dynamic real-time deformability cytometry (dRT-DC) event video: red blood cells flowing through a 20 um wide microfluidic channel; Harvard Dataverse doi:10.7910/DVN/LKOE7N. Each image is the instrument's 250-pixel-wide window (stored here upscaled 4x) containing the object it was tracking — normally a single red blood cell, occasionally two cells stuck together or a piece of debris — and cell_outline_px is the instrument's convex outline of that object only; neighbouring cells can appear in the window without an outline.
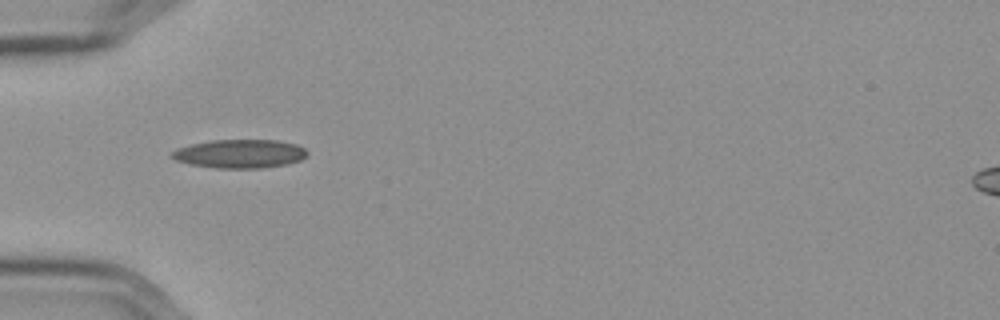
{"species": "Egyptian fruit bat (a non-hibernating species)", "species_latin": "Rousettus aegyptiacus", "temperature_condition": "cold", "stored_images_in_passage": 25, "camera_frame_rate_fps": 3000, "um_per_image_px": 0.085, "frame": {"image": 1, "passage_image": 1, "time_ms": 0.0, "image_size_px": [1000, 320], "cell_outline_px": [[308, 152], [300, 160], [288, 164], [260, 168], [216, 168], [192, 164], [176, 160], [168, 156], [176, 148], [208, 140], [276, 140], [296, 144], [304, 148]], "centroid_in_image_um": [20.36, 13.06], "position_along_channel_um": 64.6, "area_um2": 22.54}}